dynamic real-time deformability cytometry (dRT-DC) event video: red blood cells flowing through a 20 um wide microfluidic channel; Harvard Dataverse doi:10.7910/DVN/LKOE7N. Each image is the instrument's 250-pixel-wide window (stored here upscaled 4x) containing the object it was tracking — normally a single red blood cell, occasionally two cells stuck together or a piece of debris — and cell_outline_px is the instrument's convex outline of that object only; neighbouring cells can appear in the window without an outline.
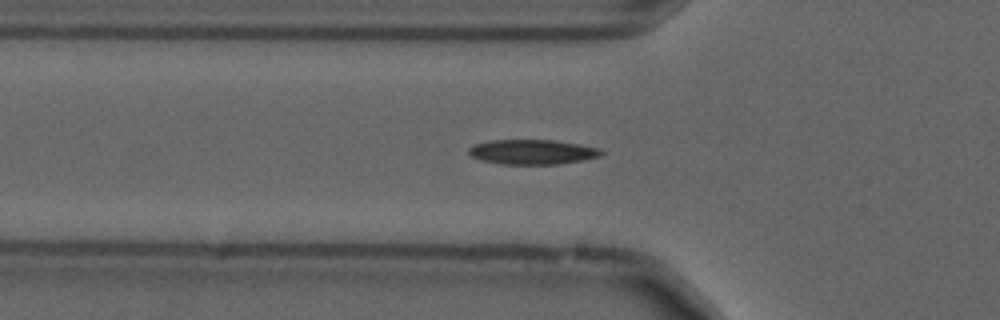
{"species": "common noctule bat (a hibernating species)", "species_latin": "Nyctalus noctula", "temperature_condition": "cold", "stored_images_in_passage": 56, "camera_frame_rate_fps": 3000, "um_per_image_px": 0.085, "animal": {"sex": "male", "forearm_length_mm": 52.5}, "frame": {"image": 1, "passage_image": 19, "time_ms": 6.0, "image_size_px": [1000, 320], "cell_outline_px": [[604, 152], [600, 156], [584, 160], [556, 164], [500, 164], [480, 160], [472, 156], [468, 152], [468, 148], [472, 144], [488, 140], [552, 140], [580, 144], [600, 148]], "centroid_in_image_um": [45.23, 12.91], "position_along_channel_um": 80.6, "area_um2": 19.31}}
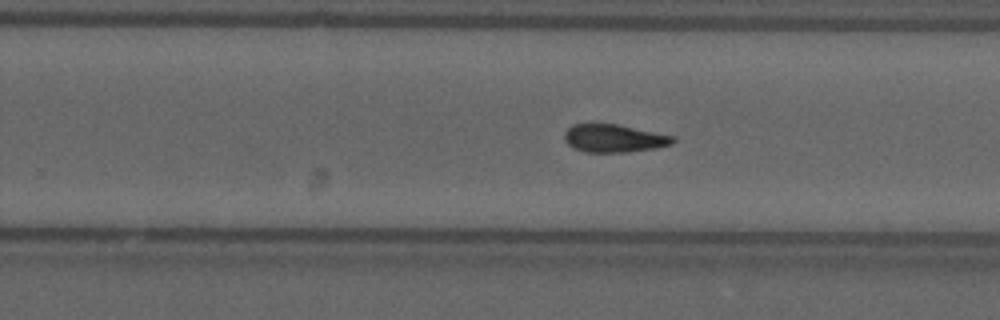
{"frame": {"image": 2, "passage_image": 35, "time_ms": 11.333, "image_size_px": [1000, 320], "cell_outline_px": [[676, 140], [672, 144], [656, 148], [628, 152], [584, 152], [572, 148], [564, 140], [564, 132], [572, 124], [616, 124], [672, 136]], "centroid_in_image_um": [52.14, 11.77], "position_along_channel_um": 277.7, "area_um2": 17.57}}
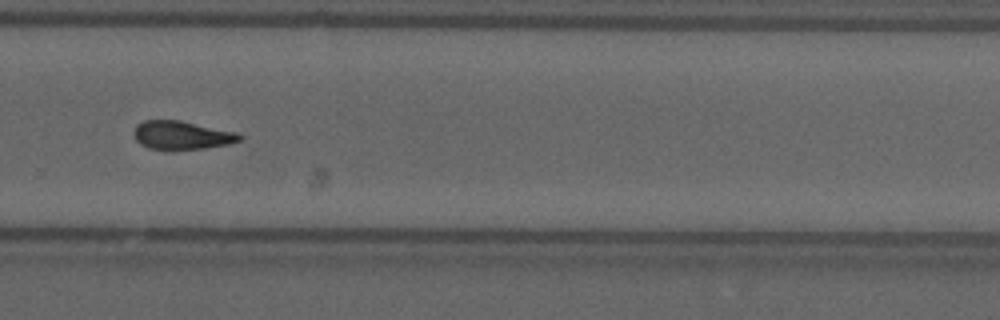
{"frame": {"image": 3, "passage_image": 38, "time_ms": 12.333, "image_size_px": [1000, 320], "cell_outline_px": [[244, 136], [240, 140], [228, 144], [204, 148], [176, 152], [172, 152], [148, 148], [140, 144], [136, 140], [132, 132], [136, 124], [144, 120], [180, 120], [236, 132]], "centroid_in_image_um": [15.4, 11.52], "position_along_channel_um": 314.4, "area_um2": 18.15}, "authors_computed_cell_mechanics": {"area_um2": 18.0047, "velocity_mm_per_s": 3.6871, "shape_relaxation_time_tau1_ms": 9.1682, "shape_relaxation_time_tau2_ms": 3.9668, "deformation_change_tau1": 0.2023, "deformation_change_tau2": 0.1077}}